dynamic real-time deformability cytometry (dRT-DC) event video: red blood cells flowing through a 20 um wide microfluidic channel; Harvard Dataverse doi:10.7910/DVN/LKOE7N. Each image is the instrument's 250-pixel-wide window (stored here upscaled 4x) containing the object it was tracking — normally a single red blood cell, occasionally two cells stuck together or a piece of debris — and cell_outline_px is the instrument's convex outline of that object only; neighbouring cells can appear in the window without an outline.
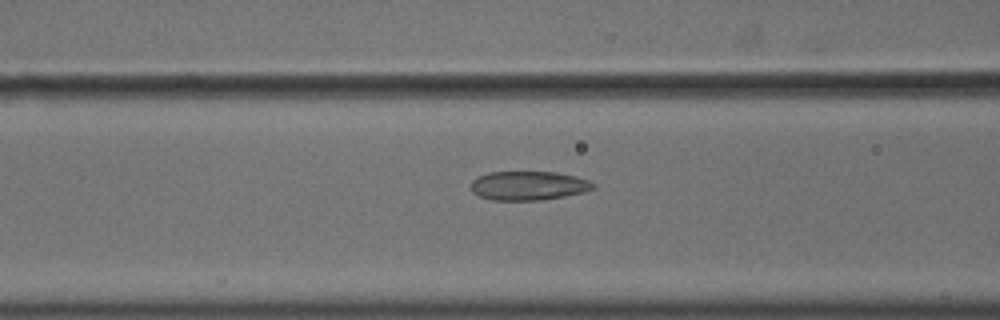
{"species": "common noctule bat (a hibernating species)", "species_latin": "Nyctalus noctula", "temperature_condition": "cold", "stored_images_in_passage": 54, "camera_frame_rate_fps": 3000, "um_per_image_px": 0.085, "animal": {"sex": "male", "body_mass_g": 18.8}, "frame": {"image": 1, "passage_image": 24, "time_ms": 7.667, "image_size_px": [1000, 320], "cell_outline_px": [[596, 188], [584, 192], [564, 196], [540, 200], [492, 200], [480, 196], [472, 192], [472, 180], [488, 172], [556, 172], [576, 176], [588, 180], [596, 184]], "centroid_in_image_um": [44.95, 15.78], "position_along_channel_um": 121.6, "area_um2": 20.63}}
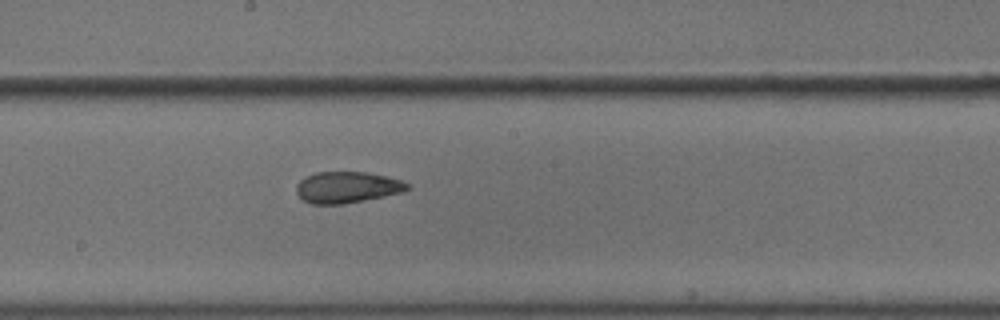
{"frame": {"image": 2, "passage_image": 32, "time_ms": 10.333, "image_size_px": [1000, 320], "cell_outline_px": [[412, 188], [404, 192], [344, 204], [312, 204], [304, 200], [296, 192], [296, 184], [304, 176], [316, 172], [368, 172], [388, 176], [412, 184]], "centroid_in_image_um": [29.54, 15.91], "position_along_channel_um": 218.7, "area_um2": 20.52}}
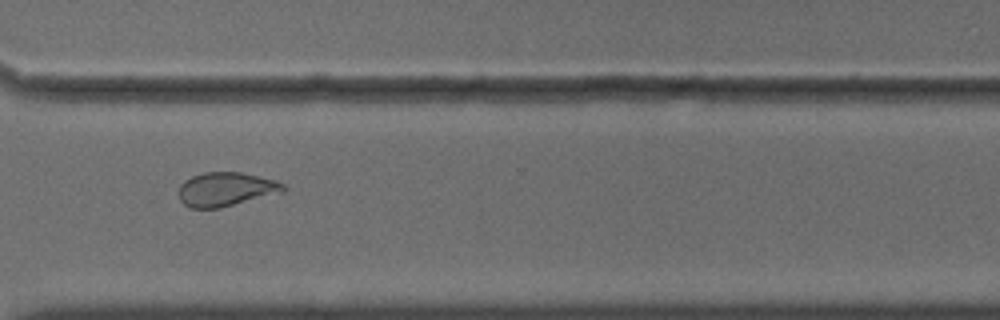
{"frame": {"image": 3, "passage_image": 43, "time_ms": 14.0, "image_size_px": [1000, 320], "cell_outline_px": [[288, 188], [284, 192], [220, 208], [192, 208], [184, 204], [180, 200], [176, 192], [180, 184], [184, 180], [192, 176], [204, 172], [240, 172], [276, 180], [284, 184]], "centroid_in_image_um": [19.19, 16.09], "position_along_channel_um": 351.4, "area_um2": 20.98}}